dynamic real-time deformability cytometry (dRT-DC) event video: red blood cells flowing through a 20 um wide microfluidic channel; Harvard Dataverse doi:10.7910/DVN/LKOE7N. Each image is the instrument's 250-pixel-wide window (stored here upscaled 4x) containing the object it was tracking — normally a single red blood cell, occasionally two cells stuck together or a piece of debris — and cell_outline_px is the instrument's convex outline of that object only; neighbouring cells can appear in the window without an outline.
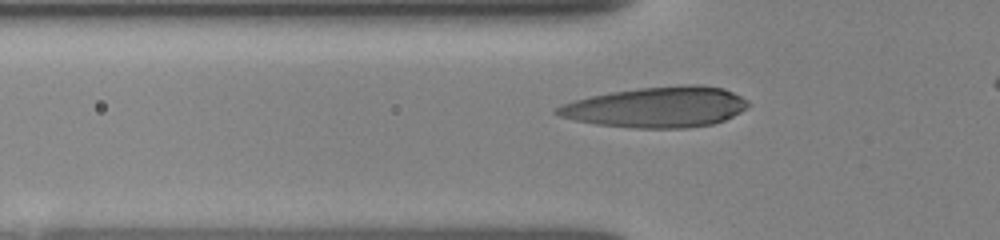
{"species": "human", "species_latin": "Homo sapiens", "temperature_condition": "room temperature", "stored_images_in_passage": 37, "camera_frame_rate_fps": 3000, "um_per_image_px": 0.085, "donor": {"sex": "female"}, "frame": {"image": 1, "passage_image": 9, "time_ms": 2.667, "image_size_px": [1000, 240], "cell_outline_px": [[752, 104], [748, 108], [724, 120], [712, 124], [688, 128], [636, 128], [596, 124], [576, 120], [560, 116], [552, 112], [560, 104], [592, 96], [612, 92], [636, 88], [688, 84], [700, 84], [724, 88], [748, 100]], "centroid_in_image_um": [55.86, 9.1], "position_along_channel_um": 69.9, "area_um2": 45.32}}
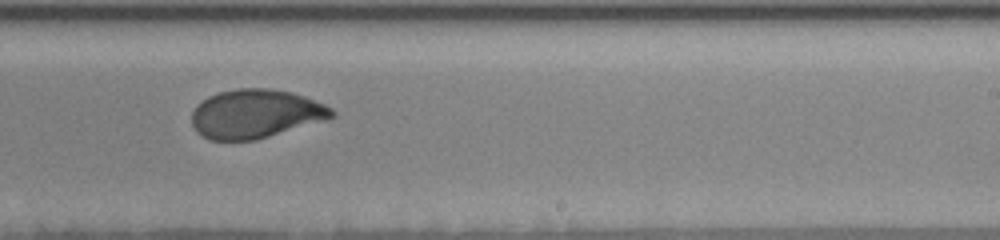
{"frame": {"image": 2, "passage_image": 24, "time_ms": 7.667, "image_size_px": [1000, 240], "cell_outline_px": [[336, 116], [328, 120], [256, 140], [208, 140], [200, 136], [196, 132], [192, 124], [192, 112], [196, 104], [208, 96], [220, 92], [236, 88], [268, 88], [292, 92], [304, 96], [324, 104], [332, 108], [336, 112]], "centroid_in_image_um": [21.73, 9.68], "position_along_channel_um": 267.3, "area_um2": 40.34}}
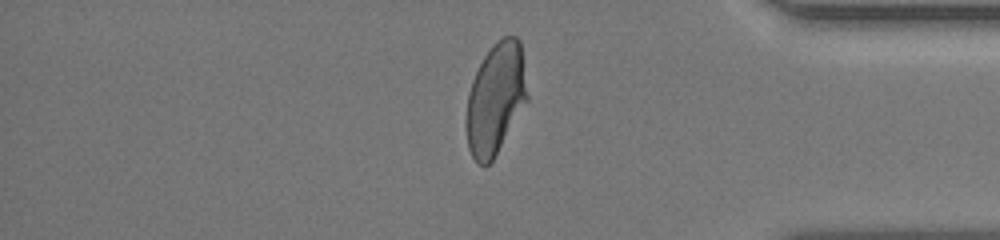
{"frame": {"image": 3, "passage_image": 35, "time_ms": 11.333, "image_size_px": [1000, 240], "cell_outline_px": [[528, 100], [492, 160], [484, 168], [472, 156], [468, 148], [464, 120], [468, 92], [472, 80], [484, 56], [492, 44], [496, 40], [504, 36], [516, 36], [520, 40], [528, 96]], "centroid_in_image_um": [42.1, 8.38], "position_along_channel_um": 393.1, "area_um2": 39.71}}